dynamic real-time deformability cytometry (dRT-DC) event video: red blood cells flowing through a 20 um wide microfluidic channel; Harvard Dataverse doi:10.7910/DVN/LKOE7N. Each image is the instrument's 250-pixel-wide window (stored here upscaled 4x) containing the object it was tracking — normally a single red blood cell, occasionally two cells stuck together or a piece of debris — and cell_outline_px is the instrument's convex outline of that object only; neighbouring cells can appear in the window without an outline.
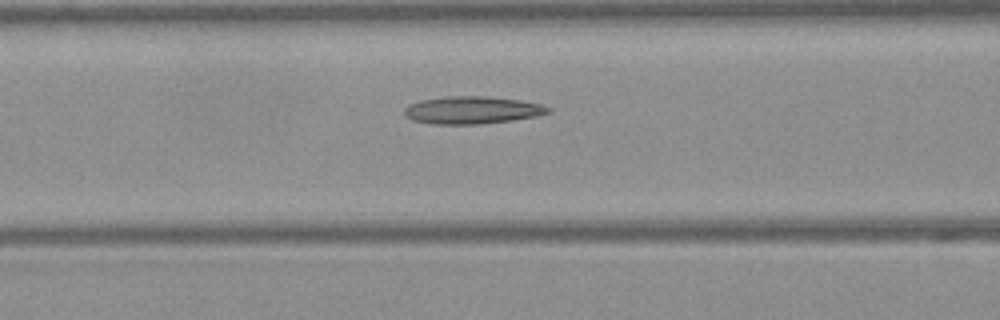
{"species": "Egyptian fruit bat (a non-hibernating species)", "species_latin": "Rousettus aegyptiacus", "temperature_condition": "warm", "stored_images_in_passage": 36, "camera_frame_rate_fps": 3000, "um_per_image_px": 0.085, "frame": {"image": 1, "passage_image": 11, "time_ms": 3.333, "image_size_px": [1000, 320], "cell_outline_px": [[552, 112], [536, 116], [512, 120], [476, 124], [432, 124], [412, 120], [404, 116], [404, 108], [408, 104], [420, 100], [444, 96], [484, 96], [520, 100], [540, 104], [552, 108]], "centroid_in_image_um": [40.1, 9.35], "position_along_channel_um": 126.5, "area_um2": 23.18}}
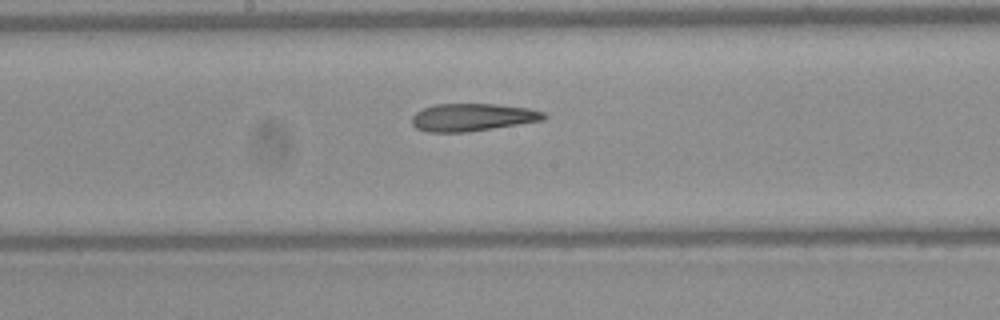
{"frame": {"image": 2, "passage_image": 17, "time_ms": 5.333, "image_size_px": [1000, 320], "cell_outline_px": [[548, 116], [544, 120], [492, 128], [464, 132], [428, 132], [416, 128], [412, 124], [412, 116], [416, 112], [424, 108], [436, 104], [496, 104], [528, 108], [544, 112]], "centroid_in_image_um": [40.16, 9.96], "position_along_channel_um": 208.0, "area_um2": 21.1}}
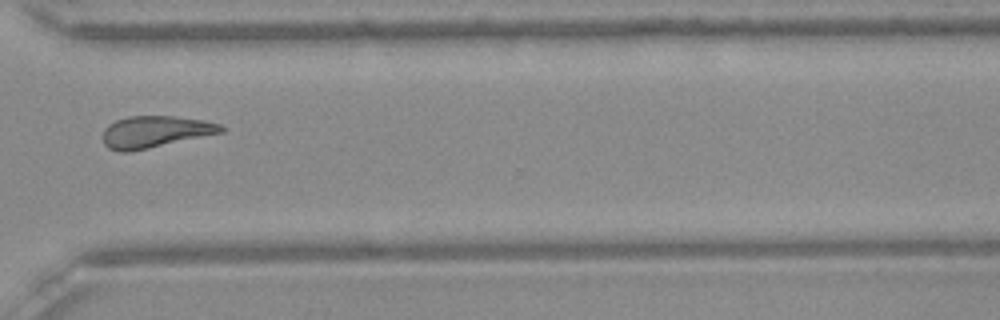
{"frame": {"image": 3, "passage_image": 28, "time_ms": 9.0, "image_size_px": [1000, 320], "cell_outline_px": [[224, 132], [148, 148], [128, 152], [120, 152], [108, 148], [104, 144], [104, 128], [108, 124], [116, 120], [128, 116], [176, 116], [204, 120], [220, 124], [224, 128]], "centroid_in_image_um": [13.18, 11.19], "position_along_channel_um": 357.4, "area_um2": 21.79}}